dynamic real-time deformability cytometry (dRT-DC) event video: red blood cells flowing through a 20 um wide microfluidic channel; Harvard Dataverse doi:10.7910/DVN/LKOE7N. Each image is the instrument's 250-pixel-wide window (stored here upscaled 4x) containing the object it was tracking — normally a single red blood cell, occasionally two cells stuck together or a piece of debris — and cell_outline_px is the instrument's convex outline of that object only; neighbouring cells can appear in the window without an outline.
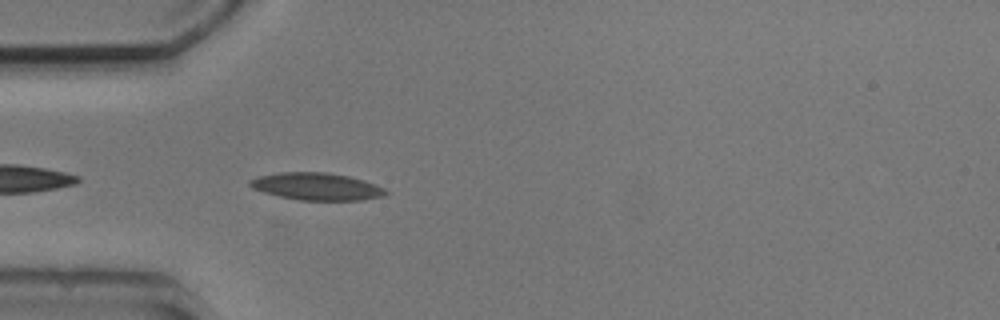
{"species": "common noctule bat (a hibernating species)", "species_latin": "Nyctalus noctula", "temperature_condition": "cold", "stored_images_in_passage": 5, "camera_frame_rate_fps": 3000, "um_per_image_px": 0.085, "animal": {"sex": "male", "body_mass_g": 20.5, "forearm_length_mm": 52.5}, "frame": {"image": 1, "passage_image": 5, "time_ms": 4.667, "image_size_px": [1000, 320], "cell_outline_px": [[388, 192], [384, 196], [360, 200], [300, 200], [280, 196], [264, 192], [252, 188], [248, 184], [248, 180], [256, 176], [280, 172], [328, 172], [348, 176], [364, 180], [376, 184], [384, 188]], "centroid_in_image_um": [26.9, 15.84], "position_along_channel_um": 58.1, "area_um2": 21.68}}